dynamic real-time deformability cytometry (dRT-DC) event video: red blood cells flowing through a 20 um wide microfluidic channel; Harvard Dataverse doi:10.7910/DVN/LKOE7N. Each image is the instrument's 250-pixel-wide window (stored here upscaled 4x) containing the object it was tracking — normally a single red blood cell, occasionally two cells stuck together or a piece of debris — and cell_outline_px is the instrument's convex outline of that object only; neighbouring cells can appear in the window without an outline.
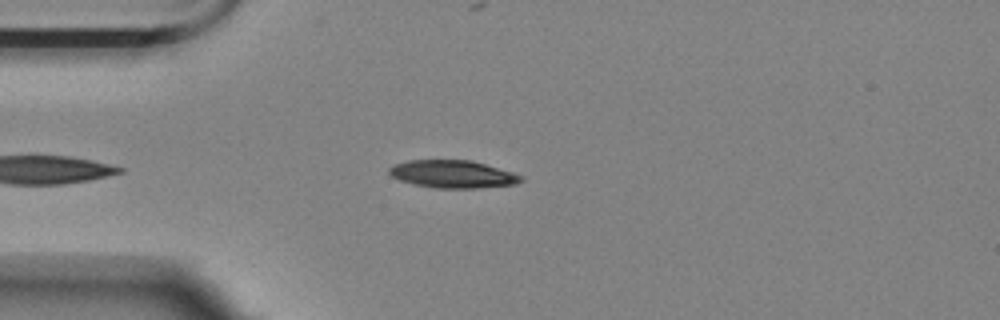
{"species": "Egyptian fruit bat (a non-hibernating species)", "species_latin": "Rousettus aegyptiacus", "temperature_condition": "room temperature", "stored_images_in_passage": 42, "camera_frame_rate_fps": 3000, "um_per_image_px": 0.085, "animal": {"sex": "female"}, "frame": {"image": 1, "passage_image": 3, "time_ms": 0.667, "image_size_px": [1000, 320], "cell_outline_px": [[524, 180], [516, 184], [480, 188], [436, 188], [416, 184], [400, 180], [392, 176], [388, 172], [388, 168], [396, 164], [408, 160], [472, 160], [512, 172], [520, 176]], "centroid_in_image_um": [38.49, 14.8], "position_along_channel_um": 46.5, "area_um2": 21.1}}
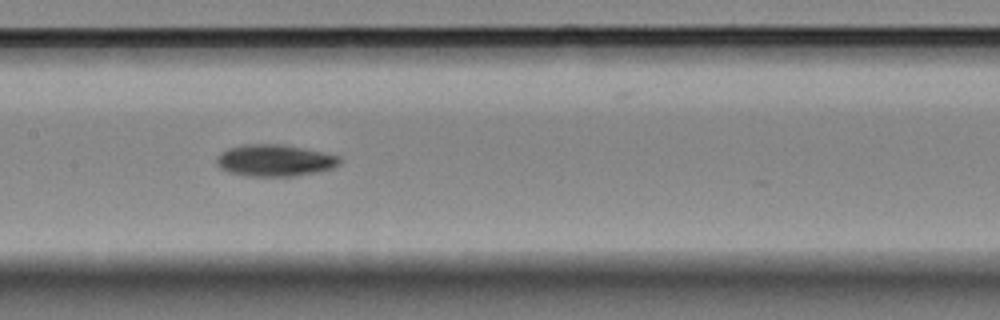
{"frame": {"image": 2, "passage_image": 16, "time_ms": 5.0, "image_size_px": [1000, 320], "cell_outline_px": [[340, 164], [336, 168], [296, 176], [244, 176], [228, 172], [220, 168], [216, 164], [216, 156], [220, 152], [228, 148], [244, 144], [280, 144], [340, 156]], "centroid_in_image_um": [23.31, 13.65], "position_along_channel_um": 184.1, "area_um2": 22.89}}
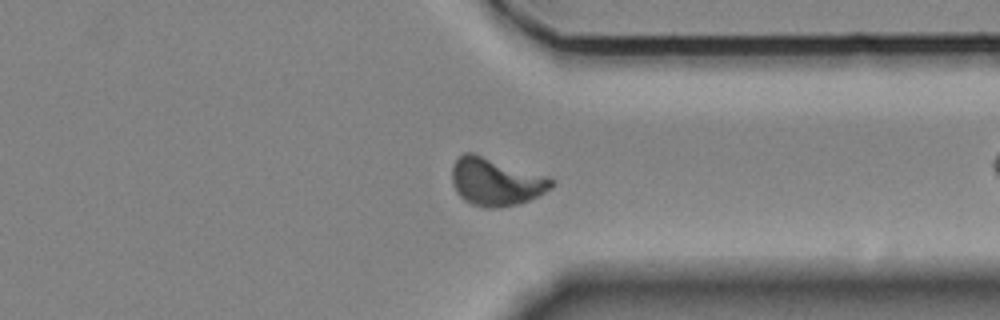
{"frame": {"image": 3, "passage_image": 28, "time_ms": 9.0, "image_size_px": [1000, 320], "cell_outline_px": [[556, 184], [552, 188], [528, 200], [516, 204], [500, 208], [484, 208], [472, 204], [464, 200], [456, 192], [452, 184], [452, 164], [464, 152], [472, 152], [552, 180]], "centroid_in_image_um": [42.06, 15.48], "position_along_channel_um": 369.3, "area_um2": 26.99}, "authors_computed_cell_mechanics": {"area_um2": 22.9466, "velocity_mm_per_s": 3.4813, "shape_relaxation_time_tau1_ms": 4.1216, "shape_relaxation_time_tau2_ms": null, "deformation_change_tau1": 0.1427, "deformation_change_tau2": null}}